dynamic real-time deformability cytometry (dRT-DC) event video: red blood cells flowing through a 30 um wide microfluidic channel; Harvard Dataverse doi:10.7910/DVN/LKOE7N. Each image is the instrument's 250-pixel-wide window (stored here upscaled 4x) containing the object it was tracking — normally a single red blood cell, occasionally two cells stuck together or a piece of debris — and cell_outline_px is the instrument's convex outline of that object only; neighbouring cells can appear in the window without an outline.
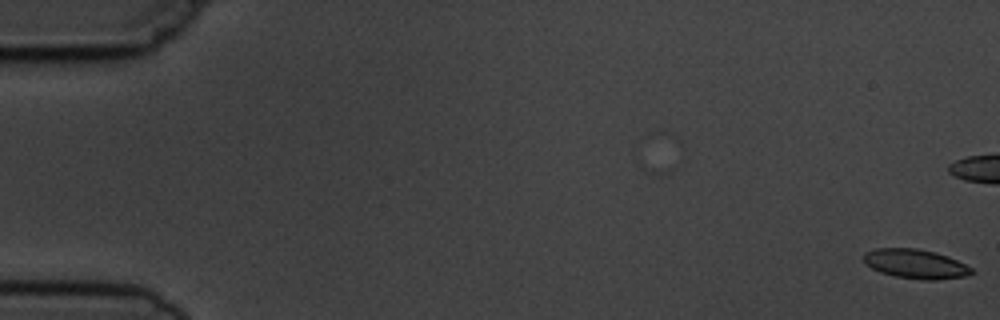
{"species": "common noctule bat (a hibernating species)", "species_latin": "Nyctalus noctula", "temperature_condition": "cold", "stored_images_in_passage": 16, "camera_frame_rate_fps": 3000, "um_per_image_px": 0.085, "animal": {"sex": "male", "body_mass_g": 19.5, "forearm_length_mm": 54.6}, "frame": {"image": 1, "passage_image": 1, "time_ms": 0.0, "image_size_px": [1000, 320], "cell_outline_px": [[976, 272], [968, 276], [936, 280], [920, 280], [896, 276], [880, 272], [864, 264], [864, 252], [876, 248], [916, 248], [936, 252], [948, 256], [972, 268]], "centroid_in_image_um": [77.83, 22.43], "position_along_channel_um": 7.2, "area_um2": 18.61}}
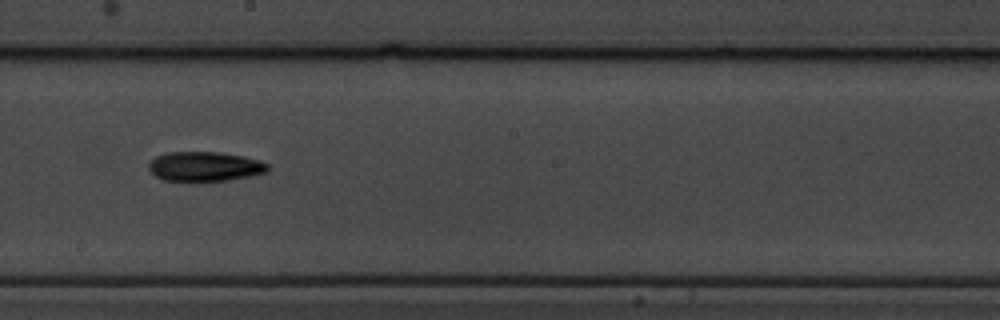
{"frame": {"image": 2, "passage_image": 10, "time_ms": 11.333, "image_size_px": [1000, 320], "cell_outline_px": [[268, 172], [252, 176], [224, 180], [164, 180], [156, 176], [148, 168], [148, 164], [156, 156], [168, 152], [220, 152], [244, 156], [260, 160], [268, 164]], "centroid_in_image_um": [17.44, 14.13], "position_along_channel_um": 230.8, "area_um2": 20.35}}
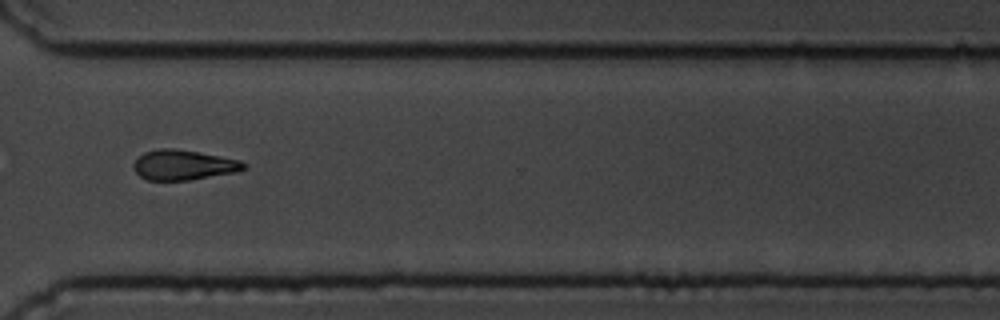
{"frame": {"image": 3, "passage_image": 13, "time_ms": 14.667, "image_size_px": [1000, 320], "cell_outline_px": [[248, 168], [236, 172], [188, 180], [148, 180], [140, 176], [132, 168], [136, 160], [144, 152], [160, 148], [172, 148], [220, 156], [240, 160], [248, 164]], "centroid_in_image_um": [15.62, 14.02], "position_along_channel_um": 355.0, "area_um2": 19.19}}